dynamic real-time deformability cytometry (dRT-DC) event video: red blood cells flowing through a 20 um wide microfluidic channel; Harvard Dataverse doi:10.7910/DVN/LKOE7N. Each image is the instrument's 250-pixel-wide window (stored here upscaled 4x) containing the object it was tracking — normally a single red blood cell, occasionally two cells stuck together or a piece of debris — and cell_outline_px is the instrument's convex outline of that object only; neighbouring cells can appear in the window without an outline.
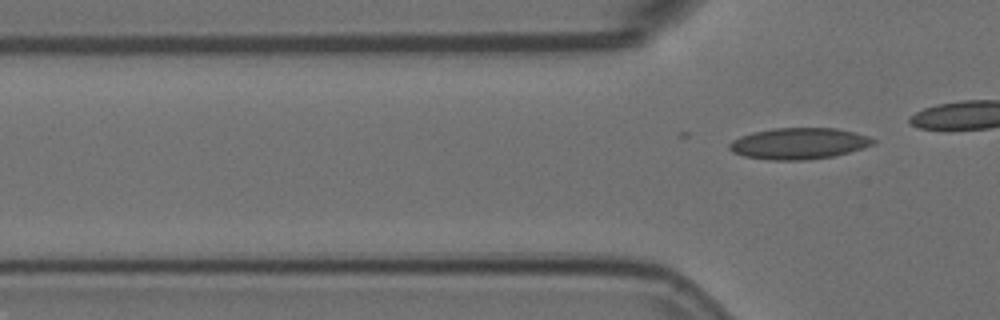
{"species": "Egyptian fruit bat (a non-hibernating species)", "species_latin": "Rousettus aegyptiacus", "temperature_condition": "room temperature", "stored_images_in_passage": 4, "segment_of_instrument_passage": [2, 2], "camera_frame_rate_fps": 3000, "um_per_image_px": 0.085, "animal": {"sex": "female"}, "frame": {"image": 1, "passage_image": 4, "time_ms": 1.0, "image_size_px": [1000, 320], "cell_outline_px": [[876, 140], [872, 144], [864, 148], [836, 156], [804, 160], [768, 160], [744, 156], [732, 152], [728, 148], [728, 144], [732, 140], [740, 136], [752, 132], [772, 128], [836, 128], [868, 136]], "centroid_in_image_um": [67.87, 12.2], "position_along_channel_um": 57.9, "area_um2": 26.36}}